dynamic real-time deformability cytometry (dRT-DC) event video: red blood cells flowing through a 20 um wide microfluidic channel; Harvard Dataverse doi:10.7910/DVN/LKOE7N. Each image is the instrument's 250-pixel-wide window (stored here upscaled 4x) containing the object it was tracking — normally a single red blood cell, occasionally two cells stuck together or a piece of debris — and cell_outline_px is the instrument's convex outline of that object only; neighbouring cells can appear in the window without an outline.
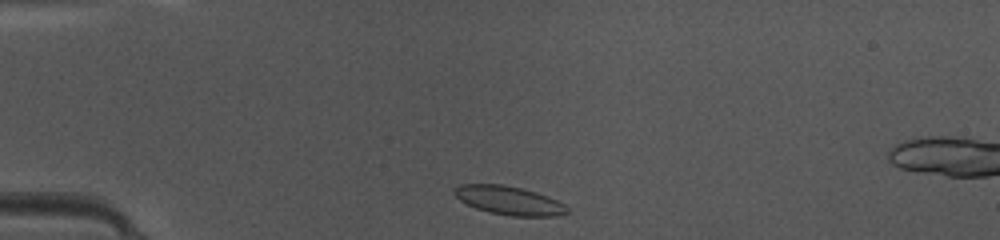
{"species": "common noctule bat (a hibernating species)", "species_latin": "Nyctalus noctula", "temperature_condition": "warm", "stored_images_in_passage": 5, "camera_frame_rate_fps": 3000, "um_per_image_px": 0.085, "animal": {"sex": "female", "body_mass_g": 10.0, "forearm_length_mm": 53.1}, "frame": {"image": 1, "passage_image": 2, "time_ms": 0.333, "image_size_px": [1000, 240], "cell_outline_px": [[568, 212], [556, 216], [512, 216], [488, 212], [476, 208], [460, 200], [452, 192], [452, 188], [460, 184], [500, 184], [520, 188], [536, 192], [548, 196], [564, 204], [568, 208]], "centroid_in_image_um": [43.24, 17.03], "position_along_channel_um": 41.8, "area_um2": 18.79}}